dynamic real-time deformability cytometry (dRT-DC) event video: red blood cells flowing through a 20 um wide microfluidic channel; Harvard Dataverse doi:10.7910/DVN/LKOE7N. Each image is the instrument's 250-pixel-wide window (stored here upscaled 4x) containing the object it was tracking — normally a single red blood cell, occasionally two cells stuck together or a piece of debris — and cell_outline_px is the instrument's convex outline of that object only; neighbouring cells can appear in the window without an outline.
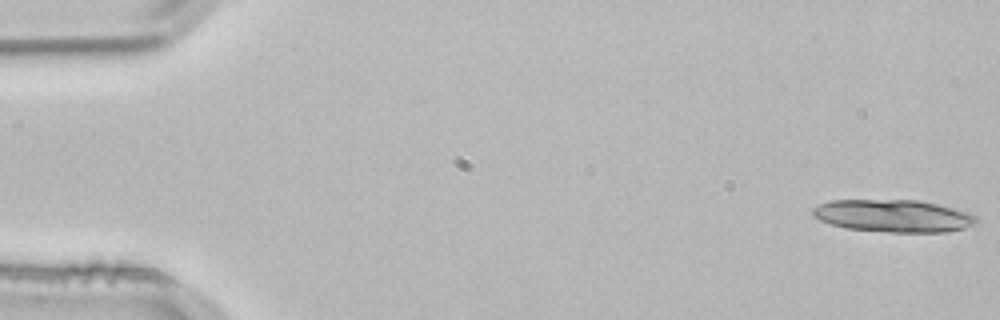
{"species": "common noctule bat (a hibernating species)", "species_latin": "Nyctalus noctula", "temperature_condition": "room temperature", "stored_images_in_passage": 15, "camera_frame_rate_fps": 3000, "um_per_image_px": 0.085, "animal": {"sex": "male", "body_mass_g": 21.5, "forearm_length_mm": 52.0}, "frame": {"image": 1, "passage_image": 1, "time_ms": 0.0, "image_size_px": [1000, 320], "cell_outline_px": [[976, 220], [972, 224], [964, 228], [944, 232], [888, 232], [844, 228], [820, 220], [812, 216], [812, 208], [820, 204], [832, 200], [916, 200], [936, 204], [968, 212], [976, 216]], "centroid_in_image_um": [75.88, 18.35], "position_along_channel_um": 9.1, "area_um2": 30.69}}